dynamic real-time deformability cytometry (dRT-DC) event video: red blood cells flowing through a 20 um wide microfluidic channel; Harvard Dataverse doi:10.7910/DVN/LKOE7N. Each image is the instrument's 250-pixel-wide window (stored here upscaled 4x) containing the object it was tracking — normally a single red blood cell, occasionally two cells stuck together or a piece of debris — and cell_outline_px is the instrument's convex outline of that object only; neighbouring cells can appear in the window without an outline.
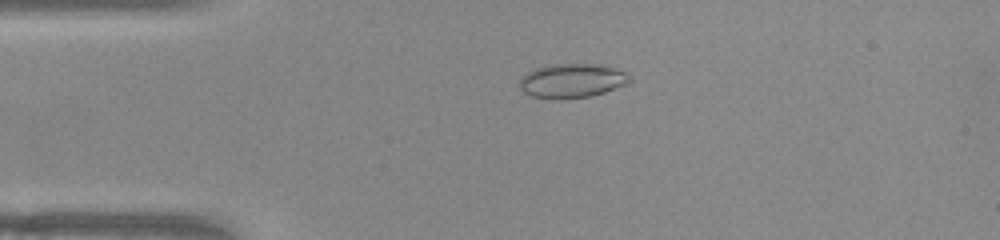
{"species": "common noctule bat (a hibernating species)", "species_latin": "Nyctalus noctula", "temperature_condition": "warm", "stored_images_in_passage": 50, "camera_frame_rate_fps": 3000, "um_per_image_px": 0.085, "animal": {"sex": "female", "body_mass_g": 22.0, "forearm_length_mm": 56.7}, "frame": {"image": 1, "passage_image": 10, "time_ms": 3.0, "image_size_px": [1000, 240], "cell_outline_px": [[632, 80], [628, 84], [604, 92], [588, 96], [560, 100], [556, 100], [532, 96], [524, 92], [520, 88], [520, 80], [528, 72], [536, 68], [552, 64], [600, 64], [624, 72]], "centroid_in_image_um": [48.61, 6.87], "position_along_channel_um": 36.4, "area_um2": 21.79}}
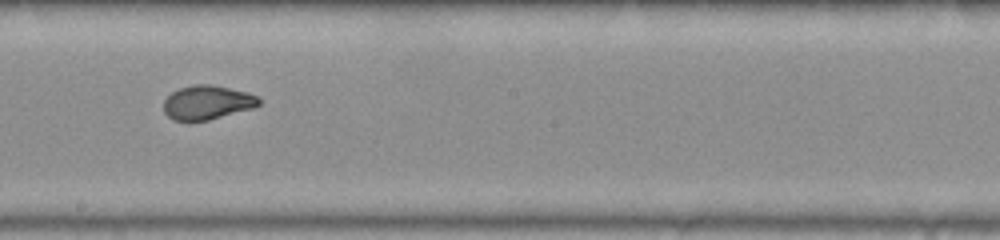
{"frame": {"image": 2, "passage_image": 27, "time_ms": 8.667, "image_size_px": [1000, 240], "cell_outline_px": [[260, 104], [252, 108], [208, 120], [172, 120], [164, 112], [164, 100], [172, 92], [180, 88], [196, 84], [212, 84], [248, 92], [256, 96], [260, 100]], "centroid_in_image_um": [17.61, 8.7], "position_along_channel_um": 230.6, "area_um2": 18.73}}
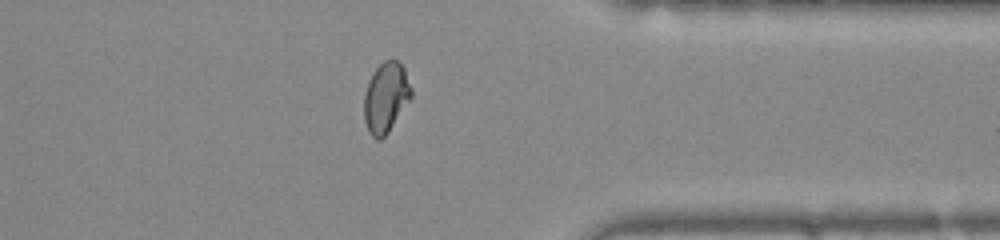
{"frame": {"image": 3, "passage_image": 39, "time_ms": 12.667, "image_size_px": [1000, 240], "cell_outline_px": [[412, 96], [388, 132], [380, 140], [376, 140], [368, 132], [364, 120], [364, 96], [368, 80], [372, 72], [384, 60], [396, 60], [404, 68], [412, 88]], "centroid_in_image_um": [32.78, 8.29], "position_along_channel_um": 378.6, "area_um2": 19.31}, "authors_computed_cell_mechanics": {"area_um2": 19.8832, "velocity_mm_per_s": 3.9635, "shape_relaxation_time_tau1_ms": 6.0084, "shape_relaxation_time_tau2_ms": null, "deformation_change_tau1": 0.2196, "deformation_change_tau2": null}}